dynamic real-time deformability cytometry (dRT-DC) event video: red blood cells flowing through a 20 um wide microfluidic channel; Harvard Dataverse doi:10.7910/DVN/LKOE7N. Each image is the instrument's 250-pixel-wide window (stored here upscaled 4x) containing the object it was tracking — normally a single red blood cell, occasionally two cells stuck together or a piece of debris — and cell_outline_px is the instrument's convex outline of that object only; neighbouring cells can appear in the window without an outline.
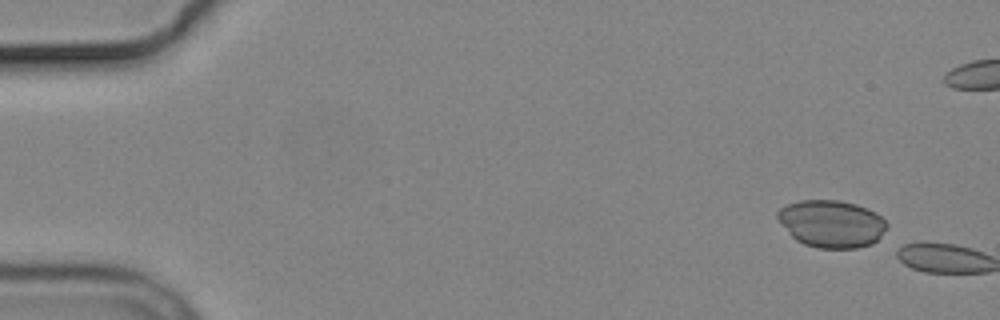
{"species": "common noctule bat (a hibernating species)", "species_latin": "Nyctalus noctula", "temperature_condition": "cold", "stored_images_in_passage": 2, "camera_frame_rate_fps": 3000, "um_per_image_px": 0.085, "animal": {"sex": "male", "body_mass_g": 19.2, "forearm_length_mm": 51.8}, "frame": {"image": 1, "passage_image": 1, "time_ms": 0.0, "image_size_px": [1000, 320], "cell_outline_px": [[888, 228], [872, 244], [856, 248], [816, 248], [804, 244], [796, 240], [792, 236], [776, 216], [776, 212], [780, 208], [788, 204], [800, 200], [840, 200], [856, 204], [868, 208], [876, 212], [888, 224]], "centroid_in_image_um": [70.7, 19.01], "position_along_channel_um": 14.3, "area_um2": 30.17}}